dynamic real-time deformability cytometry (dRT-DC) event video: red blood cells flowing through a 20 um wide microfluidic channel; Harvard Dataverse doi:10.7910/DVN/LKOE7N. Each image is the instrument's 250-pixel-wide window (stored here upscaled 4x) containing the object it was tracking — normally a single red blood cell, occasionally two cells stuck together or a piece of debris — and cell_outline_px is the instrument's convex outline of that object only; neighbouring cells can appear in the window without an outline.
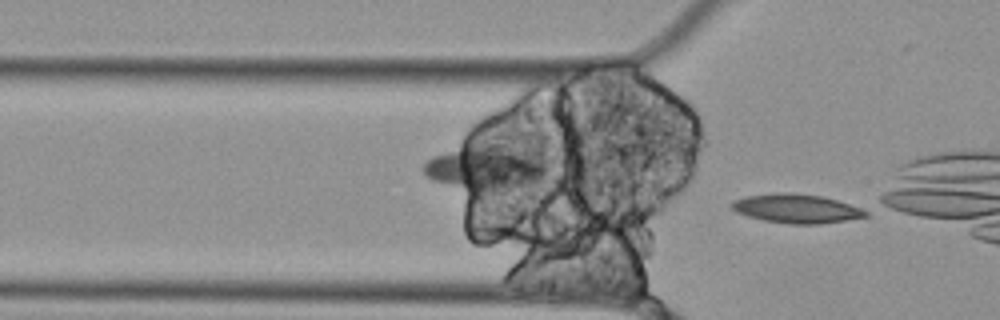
{"species": "Egyptian fruit bat (a non-hibernating species)", "species_latin": "Rousettus aegyptiacus", "temperature_condition": "cold", "stored_images_in_passage": 3, "camera_frame_rate_fps": 3000, "um_per_image_px": 0.085, "animal": {"sex": "female"}, "frame": {"image": 1, "passage_image": 3, "time_ms": 0.667, "image_size_px": [1000, 320], "cell_outline_px": [[868, 216], [848, 220], [820, 224], [788, 224], [764, 220], [748, 216], [736, 212], [732, 208], [732, 200], [744, 196], [772, 192], [788, 192], [820, 196], [836, 200], [860, 208], [868, 212]], "centroid_in_image_um": [67.66, 17.72], "position_along_channel_um": 58.1, "area_um2": 22.66}}